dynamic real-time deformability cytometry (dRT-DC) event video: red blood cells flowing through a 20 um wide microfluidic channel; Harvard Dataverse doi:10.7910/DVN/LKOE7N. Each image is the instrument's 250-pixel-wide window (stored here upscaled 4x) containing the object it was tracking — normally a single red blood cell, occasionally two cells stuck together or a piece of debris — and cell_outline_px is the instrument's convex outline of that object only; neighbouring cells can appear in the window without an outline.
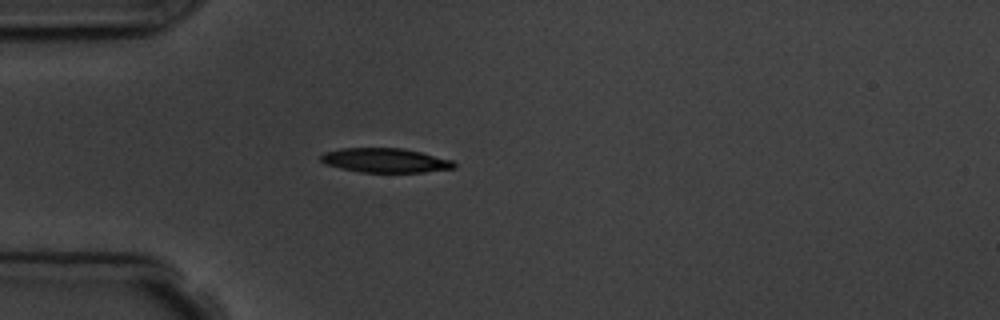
{"species": "common noctule bat (a hibernating species)", "species_latin": "Nyctalus noctula", "temperature_condition": "room temperature", "stored_images_in_passage": 1, "camera_frame_rate_fps": 3000, "um_per_image_px": 0.085, "animal": {"sex": "male", "body_mass_g": 19.5, "forearm_length_mm": 54.6}, "frame": {"image": 1, "passage_image": 1, "time_ms": 0.0, "image_size_px": [1000, 320], "cell_outline_px": [[456, 168], [424, 172], [360, 172], [340, 168], [324, 164], [320, 160], [320, 156], [324, 152], [340, 148], [404, 148], [452, 160], [456, 164]], "centroid_in_image_um": [32.72, 13.63], "position_along_channel_um": 52.3, "area_um2": 18.96}}